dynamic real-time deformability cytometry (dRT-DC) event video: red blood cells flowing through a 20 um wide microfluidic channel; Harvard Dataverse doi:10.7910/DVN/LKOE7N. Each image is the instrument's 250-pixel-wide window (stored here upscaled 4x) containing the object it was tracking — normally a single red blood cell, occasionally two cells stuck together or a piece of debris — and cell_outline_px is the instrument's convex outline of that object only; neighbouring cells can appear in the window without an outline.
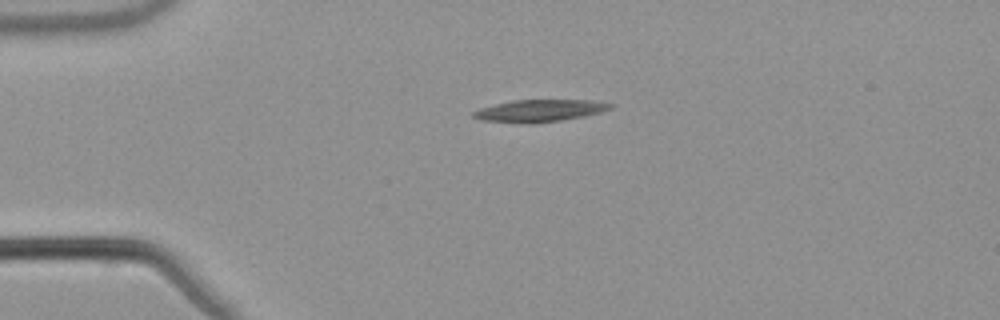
{"species": "common noctule bat (a hibernating species)", "species_latin": "Nyctalus noctula", "temperature_condition": "warm", "stored_images_in_passage": 13, "camera_frame_rate_fps": 3000, "um_per_image_px": 0.085, "animal": {"sex": "male", "body_mass_g": 21.5, "forearm_length_mm": 52.0}, "frame": {"image": 1, "passage_image": 1, "time_ms": 0.0, "image_size_px": [1000, 320], "cell_outline_px": [[616, 104], [612, 108], [600, 112], [584, 116], [560, 120], [532, 124], [528, 124], [480, 120], [472, 116], [472, 112], [480, 108], [512, 100], [592, 100]], "centroid_in_image_um": [45.87, 9.41], "position_along_channel_um": 39.1, "area_um2": 17.74}}